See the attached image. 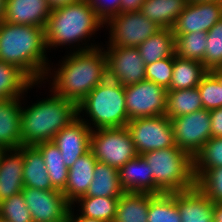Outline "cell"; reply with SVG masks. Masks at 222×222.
<instances>
[{
	"label": "cell",
	"instance_id": "cell-20",
	"mask_svg": "<svg viewBox=\"0 0 222 222\" xmlns=\"http://www.w3.org/2000/svg\"><path fill=\"white\" fill-rule=\"evenodd\" d=\"M96 163L97 159L89 150L69 168L68 180L62 193L71 204L85 195L93 180Z\"/></svg>",
	"mask_w": 222,
	"mask_h": 222
},
{
	"label": "cell",
	"instance_id": "cell-41",
	"mask_svg": "<svg viewBox=\"0 0 222 222\" xmlns=\"http://www.w3.org/2000/svg\"><path fill=\"white\" fill-rule=\"evenodd\" d=\"M212 137H222V108L209 110Z\"/></svg>",
	"mask_w": 222,
	"mask_h": 222
},
{
	"label": "cell",
	"instance_id": "cell-16",
	"mask_svg": "<svg viewBox=\"0 0 222 222\" xmlns=\"http://www.w3.org/2000/svg\"><path fill=\"white\" fill-rule=\"evenodd\" d=\"M23 169L22 146L0 150V202L23 191Z\"/></svg>",
	"mask_w": 222,
	"mask_h": 222
},
{
	"label": "cell",
	"instance_id": "cell-4",
	"mask_svg": "<svg viewBox=\"0 0 222 222\" xmlns=\"http://www.w3.org/2000/svg\"><path fill=\"white\" fill-rule=\"evenodd\" d=\"M48 55L44 28L0 22V61L18 66L34 82H42L53 58Z\"/></svg>",
	"mask_w": 222,
	"mask_h": 222
},
{
	"label": "cell",
	"instance_id": "cell-24",
	"mask_svg": "<svg viewBox=\"0 0 222 222\" xmlns=\"http://www.w3.org/2000/svg\"><path fill=\"white\" fill-rule=\"evenodd\" d=\"M93 175V180L84 196L120 197L125 192L121 187L117 168L97 161Z\"/></svg>",
	"mask_w": 222,
	"mask_h": 222
},
{
	"label": "cell",
	"instance_id": "cell-46",
	"mask_svg": "<svg viewBox=\"0 0 222 222\" xmlns=\"http://www.w3.org/2000/svg\"><path fill=\"white\" fill-rule=\"evenodd\" d=\"M8 0H0V22L4 20Z\"/></svg>",
	"mask_w": 222,
	"mask_h": 222
},
{
	"label": "cell",
	"instance_id": "cell-2",
	"mask_svg": "<svg viewBox=\"0 0 222 222\" xmlns=\"http://www.w3.org/2000/svg\"><path fill=\"white\" fill-rule=\"evenodd\" d=\"M43 86V87H42ZM43 82H34L22 97L21 136L22 145H36L40 142L52 141L54 136L67 127L78 117L77 105L72 101L55 94ZM39 91L35 99L30 102V91ZM48 90V91H47ZM47 91V92H46ZM47 95L46 97L44 95ZM27 98V99H26ZM29 105H28V104Z\"/></svg>",
	"mask_w": 222,
	"mask_h": 222
},
{
	"label": "cell",
	"instance_id": "cell-39",
	"mask_svg": "<svg viewBox=\"0 0 222 222\" xmlns=\"http://www.w3.org/2000/svg\"><path fill=\"white\" fill-rule=\"evenodd\" d=\"M173 65L174 57L163 58L147 64L145 69L146 80L154 82L168 91L173 75Z\"/></svg>",
	"mask_w": 222,
	"mask_h": 222
},
{
	"label": "cell",
	"instance_id": "cell-37",
	"mask_svg": "<svg viewBox=\"0 0 222 222\" xmlns=\"http://www.w3.org/2000/svg\"><path fill=\"white\" fill-rule=\"evenodd\" d=\"M0 217L9 222H33L22 192L0 202Z\"/></svg>",
	"mask_w": 222,
	"mask_h": 222
},
{
	"label": "cell",
	"instance_id": "cell-17",
	"mask_svg": "<svg viewBox=\"0 0 222 222\" xmlns=\"http://www.w3.org/2000/svg\"><path fill=\"white\" fill-rule=\"evenodd\" d=\"M22 98L0 100V150H13L22 146Z\"/></svg>",
	"mask_w": 222,
	"mask_h": 222
},
{
	"label": "cell",
	"instance_id": "cell-1",
	"mask_svg": "<svg viewBox=\"0 0 222 222\" xmlns=\"http://www.w3.org/2000/svg\"><path fill=\"white\" fill-rule=\"evenodd\" d=\"M57 63L50 61L42 81L55 94L76 105L107 78V58L103 46L65 52Z\"/></svg>",
	"mask_w": 222,
	"mask_h": 222
},
{
	"label": "cell",
	"instance_id": "cell-29",
	"mask_svg": "<svg viewBox=\"0 0 222 222\" xmlns=\"http://www.w3.org/2000/svg\"><path fill=\"white\" fill-rule=\"evenodd\" d=\"M35 146L42 154L52 187L62 192L68 180L69 169L65 166L61 151L53 141L40 142Z\"/></svg>",
	"mask_w": 222,
	"mask_h": 222
},
{
	"label": "cell",
	"instance_id": "cell-19",
	"mask_svg": "<svg viewBox=\"0 0 222 222\" xmlns=\"http://www.w3.org/2000/svg\"><path fill=\"white\" fill-rule=\"evenodd\" d=\"M175 202L182 222H212L214 202L196 185L175 193Z\"/></svg>",
	"mask_w": 222,
	"mask_h": 222
},
{
	"label": "cell",
	"instance_id": "cell-5",
	"mask_svg": "<svg viewBox=\"0 0 222 222\" xmlns=\"http://www.w3.org/2000/svg\"><path fill=\"white\" fill-rule=\"evenodd\" d=\"M78 117L91 129L126 127L124 86L106 78L77 105Z\"/></svg>",
	"mask_w": 222,
	"mask_h": 222
},
{
	"label": "cell",
	"instance_id": "cell-10",
	"mask_svg": "<svg viewBox=\"0 0 222 222\" xmlns=\"http://www.w3.org/2000/svg\"><path fill=\"white\" fill-rule=\"evenodd\" d=\"M170 120L175 145L187 152L192 158L212 137L209 110L203 108Z\"/></svg>",
	"mask_w": 222,
	"mask_h": 222
},
{
	"label": "cell",
	"instance_id": "cell-22",
	"mask_svg": "<svg viewBox=\"0 0 222 222\" xmlns=\"http://www.w3.org/2000/svg\"><path fill=\"white\" fill-rule=\"evenodd\" d=\"M22 155L24 158L23 186L41 190L54 189L40 150L35 145H22Z\"/></svg>",
	"mask_w": 222,
	"mask_h": 222
},
{
	"label": "cell",
	"instance_id": "cell-36",
	"mask_svg": "<svg viewBox=\"0 0 222 222\" xmlns=\"http://www.w3.org/2000/svg\"><path fill=\"white\" fill-rule=\"evenodd\" d=\"M203 65L208 71L222 69V19L207 32Z\"/></svg>",
	"mask_w": 222,
	"mask_h": 222
},
{
	"label": "cell",
	"instance_id": "cell-31",
	"mask_svg": "<svg viewBox=\"0 0 222 222\" xmlns=\"http://www.w3.org/2000/svg\"><path fill=\"white\" fill-rule=\"evenodd\" d=\"M201 109H203V104L198 87L167 91L165 115L169 119L190 114Z\"/></svg>",
	"mask_w": 222,
	"mask_h": 222
},
{
	"label": "cell",
	"instance_id": "cell-33",
	"mask_svg": "<svg viewBox=\"0 0 222 222\" xmlns=\"http://www.w3.org/2000/svg\"><path fill=\"white\" fill-rule=\"evenodd\" d=\"M222 167V137H211L193 157L195 181L208 169Z\"/></svg>",
	"mask_w": 222,
	"mask_h": 222
},
{
	"label": "cell",
	"instance_id": "cell-13",
	"mask_svg": "<svg viewBox=\"0 0 222 222\" xmlns=\"http://www.w3.org/2000/svg\"><path fill=\"white\" fill-rule=\"evenodd\" d=\"M22 194L33 222L69 218L71 203L61 191L24 187Z\"/></svg>",
	"mask_w": 222,
	"mask_h": 222
},
{
	"label": "cell",
	"instance_id": "cell-23",
	"mask_svg": "<svg viewBox=\"0 0 222 222\" xmlns=\"http://www.w3.org/2000/svg\"><path fill=\"white\" fill-rule=\"evenodd\" d=\"M189 0H145L141 13L161 28H173Z\"/></svg>",
	"mask_w": 222,
	"mask_h": 222
},
{
	"label": "cell",
	"instance_id": "cell-9",
	"mask_svg": "<svg viewBox=\"0 0 222 222\" xmlns=\"http://www.w3.org/2000/svg\"><path fill=\"white\" fill-rule=\"evenodd\" d=\"M126 128L138 155L175 146L171 120L166 115L131 119Z\"/></svg>",
	"mask_w": 222,
	"mask_h": 222
},
{
	"label": "cell",
	"instance_id": "cell-25",
	"mask_svg": "<svg viewBox=\"0 0 222 222\" xmlns=\"http://www.w3.org/2000/svg\"><path fill=\"white\" fill-rule=\"evenodd\" d=\"M145 65L175 56V37L172 28H162L138 47Z\"/></svg>",
	"mask_w": 222,
	"mask_h": 222
},
{
	"label": "cell",
	"instance_id": "cell-48",
	"mask_svg": "<svg viewBox=\"0 0 222 222\" xmlns=\"http://www.w3.org/2000/svg\"><path fill=\"white\" fill-rule=\"evenodd\" d=\"M193 2L222 1V0H189Z\"/></svg>",
	"mask_w": 222,
	"mask_h": 222
},
{
	"label": "cell",
	"instance_id": "cell-28",
	"mask_svg": "<svg viewBox=\"0 0 222 222\" xmlns=\"http://www.w3.org/2000/svg\"><path fill=\"white\" fill-rule=\"evenodd\" d=\"M33 83L18 66L0 61V100L22 98Z\"/></svg>",
	"mask_w": 222,
	"mask_h": 222
},
{
	"label": "cell",
	"instance_id": "cell-47",
	"mask_svg": "<svg viewBox=\"0 0 222 222\" xmlns=\"http://www.w3.org/2000/svg\"><path fill=\"white\" fill-rule=\"evenodd\" d=\"M40 222H69V218H60L52 221H40Z\"/></svg>",
	"mask_w": 222,
	"mask_h": 222
},
{
	"label": "cell",
	"instance_id": "cell-7",
	"mask_svg": "<svg viewBox=\"0 0 222 222\" xmlns=\"http://www.w3.org/2000/svg\"><path fill=\"white\" fill-rule=\"evenodd\" d=\"M161 27L145 17L141 11L121 12L112 17L104 26L108 34L103 47H138L157 33ZM108 30V32H107Z\"/></svg>",
	"mask_w": 222,
	"mask_h": 222
},
{
	"label": "cell",
	"instance_id": "cell-15",
	"mask_svg": "<svg viewBox=\"0 0 222 222\" xmlns=\"http://www.w3.org/2000/svg\"><path fill=\"white\" fill-rule=\"evenodd\" d=\"M91 133L92 130L77 117L54 136L52 141L61 151L63 161L68 169L80 156L90 150Z\"/></svg>",
	"mask_w": 222,
	"mask_h": 222
},
{
	"label": "cell",
	"instance_id": "cell-3",
	"mask_svg": "<svg viewBox=\"0 0 222 222\" xmlns=\"http://www.w3.org/2000/svg\"><path fill=\"white\" fill-rule=\"evenodd\" d=\"M104 26L87 0L51 11L44 28L49 56L51 50L76 52L101 46L103 42L95 39Z\"/></svg>",
	"mask_w": 222,
	"mask_h": 222
},
{
	"label": "cell",
	"instance_id": "cell-50",
	"mask_svg": "<svg viewBox=\"0 0 222 222\" xmlns=\"http://www.w3.org/2000/svg\"><path fill=\"white\" fill-rule=\"evenodd\" d=\"M0 222H9V221H7L6 219L0 217Z\"/></svg>",
	"mask_w": 222,
	"mask_h": 222
},
{
	"label": "cell",
	"instance_id": "cell-14",
	"mask_svg": "<svg viewBox=\"0 0 222 222\" xmlns=\"http://www.w3.org/2000/svg\"><path fill=\"white\" fill-rule=\"evenodd\" d=\"M221 19L222 1H189L172 28L174 37L192 32H208Z\"/></svg>",
	"mask_w": 222,
	"mask_h": 222
},
{
	"label": "cell",
	"instance_id": "cell-34",
	"mask_svg": "<svg viewBox=\"0 0 222 222\" xmlns=\"http://www.w3.org/2000/svg\"><path fill=\"white\" fill-rule=\"evenodd\" d=\"M207 47V32H192L175 38V55L202 62Z\"/></svg>",
	"mask_w": 222,
	"mask_h": 222
},
{
	"label": "cell",
	"instance_id": "cell-26",
	"mask_svg": "<svg viewBox=\"0 0 222 222\" xmlns=\"http://www.w3.org/2000/svg\"><path fill=\"white\" fill-rule=\"evenodd\" d=\"M207 72L202 62L175 55L173 75L168 91L195 88Z\"/></svg>",
	"mask_w": 222,
	"mask_h": 222
},
{
	"label": "cell",
	"instance_id": "cell-32",
	"mask_svg": "<svg viewBox=\"0 0 222 222\" xmlns=\"http://www.w3.org/2000/svg\"><path fill=\"white\" fill-rule=\"evenodd\" d=\"M148 222H182L175 193L149 194Z\"/></svg>",
	"mask_w": 222,
	"mask_h": 222
},
{
	"label": "cell",
	"instance_id": "cell-6",
	"mask_svg": "<svg viewBox=\"0 0 222 222\" xmlns=\"http://www.w3.org/2000/svg\"><path fill=\"white\" fill-rule=\"evenodd\" d=\"M154 178V195L177 193L195 186L193 158L178 146L141 155Z\"/></svg>",
	"mask_w": 222,
	"mask_h": 222
},
{
	"label": "cell",
	"instance_id": "cell-30",
	"mask_svg": "<svg viewBox=\"0 0 222 222\" xmlns=\"http://www.w3.org/2000/svg\"><path fill=\"white\" fill-rule=\"evenodd\" d=\"M119 198L82 196L73 202L71 206L80 215L105 222H113Z\"/></svg>",
	"mask_w": 222,
	"mask_h": 222
},
{
	"label": "cell",
	"instance_id": "cell-42",
	"mask_svg": "<svg viewBox=\"0 0 222 222\" xmlns=\"http://www.w3.org/2000/svg\"><path fill=\"white\" fill-rule=\"evenodd\" d=\"M144 1L145 0H121L120 13L140 11Z\"/></svg>",
	"mask_w": 222,
	"mask_h": 222
},
{
	"label": "cell",
	"instance_id": "cell-44",
	"mask_svg": "<svg viewBox=\"0 0 222 222\" xmlns=\"http://www.w3.org/2000/svg\"><path fill=\"white\" fill-rule=\"evenodd\" d=\"M51 11L67 5L76 4L82 0H46Z\"/></svg>",
	"mask_w": 222,
	"mask_h": 222
},
{
	"label": "cell",
	"instance_id": "cell-11",
	"mask_svg": "<svg viewBox=\"0 0 222 222\" xmlns=\"http://www.w3.org/2000/svg\"><path fill=\"white\" fill-rule=\"evenodd\" d=\"M128 119L162 116L166 113L167 90L144 80L124 86Z\"/></svg>",
	"mask_w": 222,
	"mask_h": 222
},
{
	"label": "cell",
	"instance_id": "cell-27",
	"mask_svg": "<svg viewBox=\"0 0 222 222\" xmlns=\"http://www.w3.org/2000/svg\"><path fill=\"white\" fill-rule=\"evenodd\" d=\"M149 194L124 192L119 198L113 222H148Z\"/></svg>",
	"mask_w": 222,
	"mask_h": 222
},
{
	"label": "cell",
	"instance_id": "cell-45",
	"mask_svg": "<svg viewBox=\"0 0 222 222\" xmlns=\"http://www.w3.org/2000/svg\"><path fill=\"white\" fill-rule=\"evenodd\" d=\"M212 222H222V202L214 203Z\"/></svg>",
	"mask_w": 222,
	"mask_h": 222
},
{
	"label": "cell",
	"instance_id": "cell-43",
	"mask_svg": "<svg viewBox=\"0 0 222 222\" xmlns=\"http://www.w3.org/2000/svg\"><path fill=\"white\" fill-rule=\"evenodd\" d=\"M69 222H105L102 220L89 218L83 215H80L72 206L69 211Z\"/></svg>",
	"mask_w": 222,
	"mask_h": 222
},
{
	"label": "cell",
	"instance_id": "cell-12",
	"mask_svg": "<svg viewBox=\"0 0 222 222\" xmlns=\"http://www.w3.org/2000/svg\"><path fill=\"white\" fill-rule=\"evenodd\" d=\"M107 58V78L123 86L146 80V65L137 47H103Z\"/></svg>",
	"mask_w": 222,
	"mask_h": 222
},
{
	"label": "cell",
	"instance_id": "cell-38",
	"mask_svg": "<svg viewBox=\"0 0 222 222\" xmlns=\"http://www.w3.org/2000/svg\"><path fill=\"white\" fill-rule=\"evenodd\" d=\"M195 185L214 203L222 202V167L208 169Z\"/></svg>",
	"mask_w": 222,
	"mask_h": 222
},
{
	"label": "cell",
	"instance_id": "cell-40",
	"mask_svg": "<svg viewBox=\"0 0 222 222\" xmlns=\"http://www.w3.org/2000/svg\"><path fill=\"white\" fill-rule=\"evenodd\" d=\"M97 17L106 24L120 13L121 0H87Z\"/></svg>",
	"mask_w": 222,
	"mask_h": 222
},
{
	"label": "cell",
	"instance_id": "cell-8",
	"mask_svg": "<svg viewBox=\"0 0 222 222\" xmlns=\"http://www.w3.org/2000/svg\"><path fill=\"white\" fill-rule=\"evenodd\" d=\"M90 150L98 162L118 170L138 154L126 127L92 130Z\"/></svg>",
	"mask_w": 222,
	"mask_h": 222
},
{
	"label": "cell",
	"instance_id": "cell-18",
	"mask_svg": "<svg viewBox=\"0 0 222 222\" xmlns=\"http://www.w3.org/2000/svg\"><path fill=\"white\" fill-rule=\"evenodd\" d=\"M50 14L46 0H8L3 21L45 28Z\"/></svg>",
	"mask_w": 222,
	"mask_h": 222
},
{
	"label": "cell",
	"instance_id": "cell-49",
	"mask_svg": "<svg viewBox=\"0 0 222 222\" xmlns=\"http://www.w3.org/2000/svg\"><path fill=\"white\" fill-rule=\"evenodd\" d=\"M219 82L221 83L222 86V69H219Z\"/></svg>",
	"mask_w": 222,
	"mask_h": 222
},
{
	"label": "cell",
	"instance_id": "cell-21",
	"mask_svg": "<svg viewBox=\"0 0 222 222\" xmlns=\"http://www.w3.org/2000/svg\"><path fill=\"white\" fill-rule=\"evenodd\" d=\"M119 178L125 192L154 194V178L149 164L141 155L129 160L119 169Z\"/></svg>",
	"mask_w": 222,
	"mask_h": 222
},
{
	"label": "cell",
	"instance_id": "cell-35",
	"mask_svg": "<svg viewBox=\"0 0 222 222\" xmlns=\"http://www.w3.org/2000/svg\"><path fill=\"white\" fill-rule=\"evenodd\" d=\"M197 87L204 109L222 108V86L219 82V69L208 71Z\"/></svg>",
	"mask_w": 222,
	"mask_h": 222
}]
</instances>
